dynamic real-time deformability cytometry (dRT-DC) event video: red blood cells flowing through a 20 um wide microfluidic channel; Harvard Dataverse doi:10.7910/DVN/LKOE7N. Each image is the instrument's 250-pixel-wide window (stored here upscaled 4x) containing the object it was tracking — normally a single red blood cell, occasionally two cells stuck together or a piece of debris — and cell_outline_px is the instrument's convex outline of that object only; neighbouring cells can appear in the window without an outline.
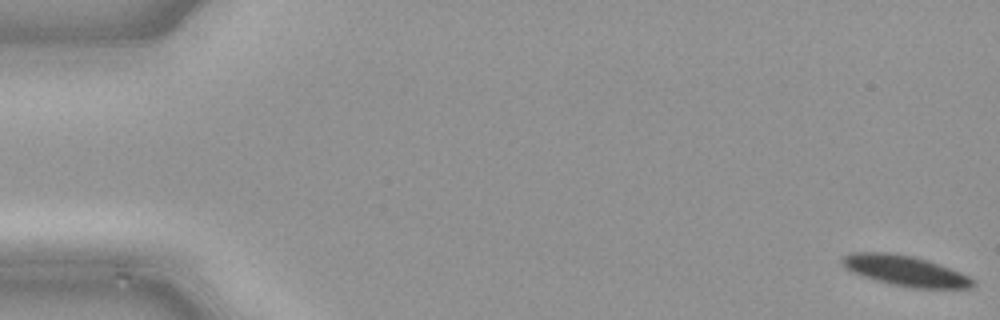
{"species": "common noctule bat (a hibernating species)", "species_latin": "Nyctalus noctula", "temperature_condition": "cold", "stored_images_in_passage": 16, "camera_frame_rate_fps": 3000, "um_per_image_px": 0.085, "animal": {"sex": "male", "body_mass_g": 21.5, "forearm_length_mm": 52.0}, "frame": {"image": 1, "passage_image": 1, "time_ms": 0.0, "image_size_px": [1000, 320], "cell_outline_px": [[968, 280], [964, 284], [916, 284], [896, 280], [880, 276], [856, 268], [848, 260], [856, 256], [888, 256], [912, 260], [960, 276]], "centroid_in_image_um": [76.95, 22.99], "position_along_channel_um": 8.1, "area_um2": 14.1}}